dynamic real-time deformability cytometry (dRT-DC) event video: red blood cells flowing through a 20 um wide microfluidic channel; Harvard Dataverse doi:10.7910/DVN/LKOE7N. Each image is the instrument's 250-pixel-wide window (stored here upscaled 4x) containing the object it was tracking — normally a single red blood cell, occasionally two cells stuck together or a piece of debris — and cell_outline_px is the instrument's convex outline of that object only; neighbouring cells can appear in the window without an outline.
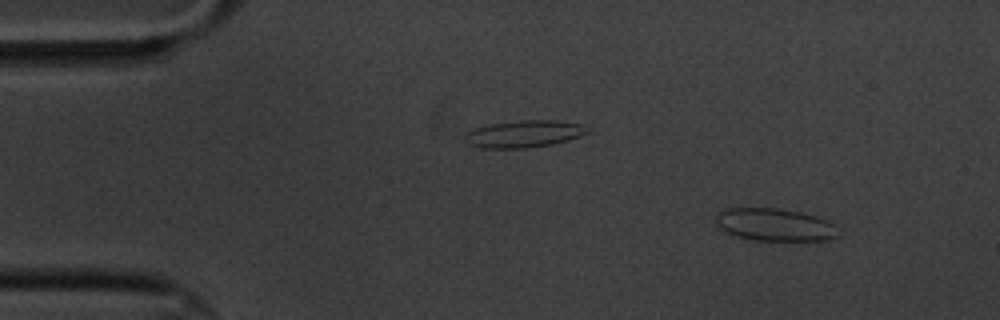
{"species": "common noctule bat (a hibernating species)", "species_latin": "Nyctalus noctula", "temperature_condition": "cold", "stored_images_in_passage": 4, "camera_frame_rate_fps": 3000, "um_per_image_px": 0.085, "animal": {"sex": "male", "body_mass_g": 20.1, "forearm_length_mm": 53.5}, "frame": {"image": 1, "passage_image": 1, "time_ms": 0.0, "image_size_px": [1000, 320], "cell_outline_px": [[840, 236], [828, 240], [752, 240], [736, 236], [724, 232], [720, 228], [716, 220], [716, 216], [724, 208], [776, 208], [800, 212], [816, 216], [828, 220], [840, 232]], "centroid_in_image_um": [65.87, 19.1], "position_along_channel_um": 19.1, "area_um2": 23.29}}